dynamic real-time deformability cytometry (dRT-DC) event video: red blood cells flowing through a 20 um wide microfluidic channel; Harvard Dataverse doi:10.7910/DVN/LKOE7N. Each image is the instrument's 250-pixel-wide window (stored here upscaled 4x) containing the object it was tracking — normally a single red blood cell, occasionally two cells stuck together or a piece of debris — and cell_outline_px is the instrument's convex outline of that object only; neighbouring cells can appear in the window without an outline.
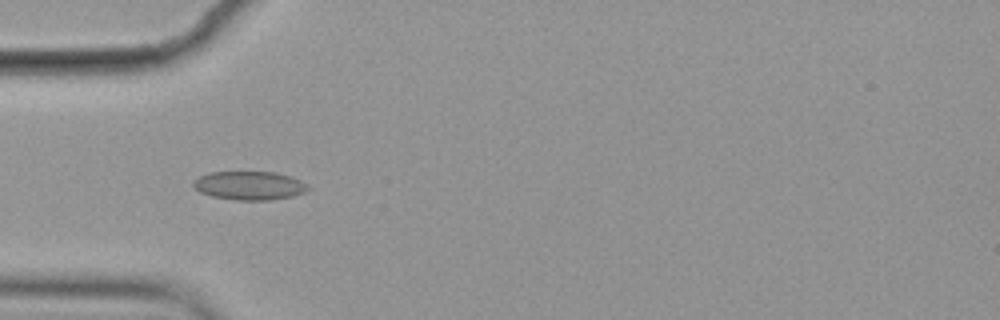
{"species": "common noctule bat (a hibernating species)", "species_latin": "Nyctalus noctula", "temperature_condition": "cold", "stored_images_in_passage": 6, "camera_frame_rate_fps": 3000, "um_per_image_px": 0.085, "animal": {"sex": "female", "body_mass_g": 19.9}, "frame": {"image": 1, "passage_image": 5, "time_ms": 1.333, "image_size_px": [1000, 320], "cell_outline_px": [[308, 188], [304, 192], [292, 196], [268, 200], [236, 200], [212, 196], [200, 192], [192, 184], [192, 180], [208, 172], [276, 172], [300, 180]], "centroid_in_image_um": [21.14, 15.77], "position_along_channel_um": 63.9, "area_um2": 18.9}}
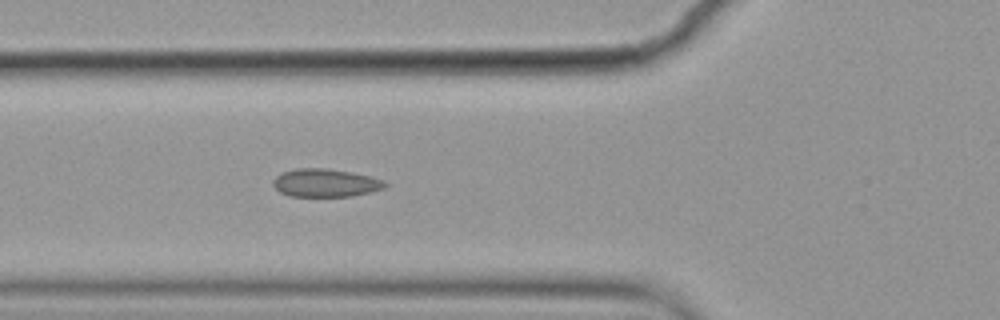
{"frame": {"image": 2, "passage_image": 6, "time_ms": 1.667, "image_size_px": [1000, 320], "cell_outline_px": [[388, 184], [384, 188], [372, 192], [352, 196], [288, 196], [280, 192], [272, 184], [272, 180], [280, 172], [296, 168], [324, 168], [352, 172], [372, 176]], "centroid_in_image_um": [27.64, 15.54], "position_along_channel_um": 98.2, "area_um2": 18.44}}